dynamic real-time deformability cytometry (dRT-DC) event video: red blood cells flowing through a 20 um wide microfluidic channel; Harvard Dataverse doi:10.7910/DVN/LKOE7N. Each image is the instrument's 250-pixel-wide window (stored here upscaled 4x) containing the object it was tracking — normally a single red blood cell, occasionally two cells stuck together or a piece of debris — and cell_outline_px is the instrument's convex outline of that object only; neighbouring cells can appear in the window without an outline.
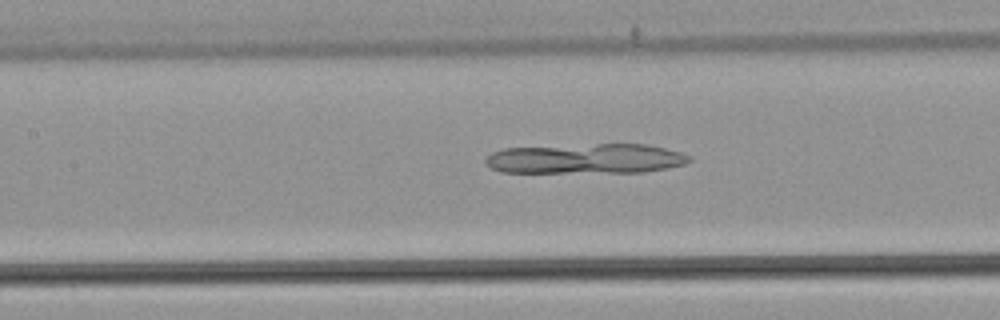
{"species": "common noctule bat (a hibernating species)", "species_latin": "Nyctalus noctula", "temperature_condition": "warm", "stored_images_in_passage": 40, "camera_frame_rate_fps": 3000, "um_per_image_px": 0.085, "animal": {"sex": "male", "body_mass_g": 21.5, "forearm_length_mm": 52.0}, "frame": {"image": 1, "passage_image": 12, "time_ms": 3.667, "image_size_px": [1000, 320], "cell_outline_px": [[692, 160], [684, 164], [668, 168], [644, 172], [500, 172], [484, 164], [484, 160], [492, 152], [504, 148], [596, 144], [648, 144], [680, 152], [692, 156]], "centroid_in_image_um": [49.81, 13.49], "position_along_channel_um": 157.6, "area_um2": 35.66}}
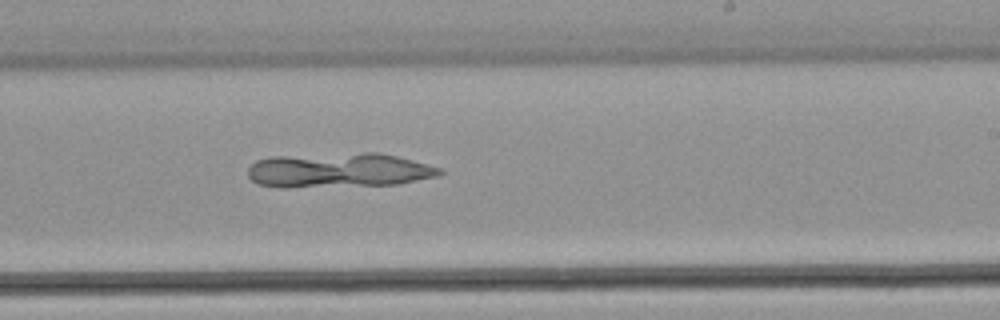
{"frame": {"image": 2, "passage_image": 20, "time_ms": 6.333, "image_size_px": [1000, 320], "cell_outline_px": [[444, 172], [440, 176], [400, 184], [288, 188], [280, 188], [256, 184], [248, 176], [248, 168], [256, 160], [268, 156], [364, 152], [380, 152], [396, 156], [440, 168]], "centroid_in_image_um": [28.76, 14.48], "position_along_channel_um": 260.2, "area_um2": 39.3}}
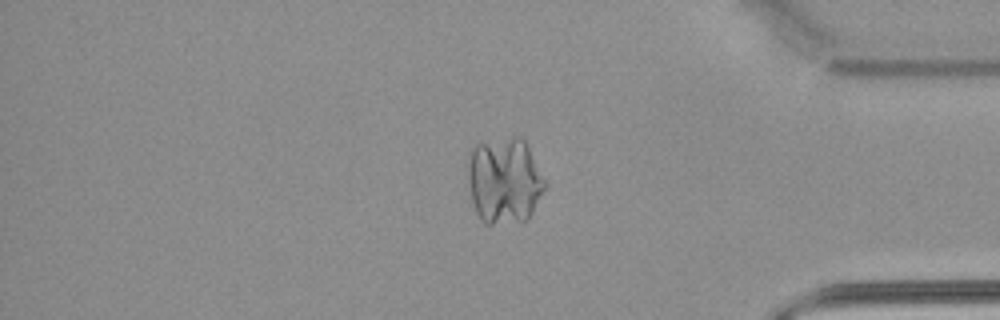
{"frame": {"image": 3, "passage_image": 32, "time_ms": 10.333, "image_size_px": [1000, 320], "cell_outline_px": [[548, 184], [528, 220], [492, 224], [484, 224], [480, 220], [472, 204], [468, 180], [468, 160], [472, 148], [476, 144], [512, 136], [520, 136], [524, 140]], "centroid_in_image_um": [42.87, 15.36], "position_along_channel_um": 392.3, "area_um2": 39.07}}